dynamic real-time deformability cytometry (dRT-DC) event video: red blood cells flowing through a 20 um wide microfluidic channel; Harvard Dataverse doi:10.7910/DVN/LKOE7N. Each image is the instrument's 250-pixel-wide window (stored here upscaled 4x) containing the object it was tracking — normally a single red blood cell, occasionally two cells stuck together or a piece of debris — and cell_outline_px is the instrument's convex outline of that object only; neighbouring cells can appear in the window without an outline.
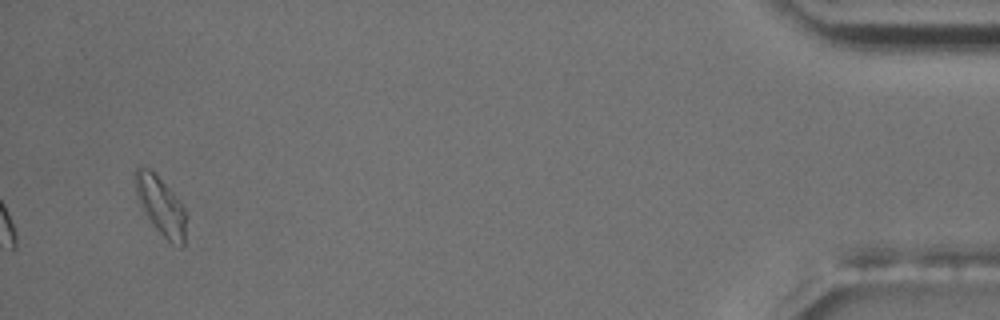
{"species": "common noctule bat (a hibernating species)", "species_latin": "Nyctalus noctula", "temperature_condition": "room temperature", "stored_images_in_passage": 15, "camera_frame_rate_fps": 3000, "um_per_image_px": 0.085, "animal": {"sex": "male", "body_mass_g": 17.5, "forearm_length_mm": 52.3}, "frame": {"image": 1, "passage_image": 15, "time_ms": 17.0, "image_size_px": [1000, 320], "cell_outline_px": [[188, 216], [184, 244], [180, 248], [168, 240], [156, 228], [140, 204], [136, 196], [132, 172], [140, 164], [152, 168], [172, 192], [184, 208]], "centroid_in_image_um": [13.65, 17.41], "position_along_channel_um": 421.6, "area_um2": 17.69}, "authors_computed_cell_mechanics": {"area_um2": 14.739, "velocity_mm_per_s": 3.4246, "shape_relaxation_time_tau1_ms": 2.4218, "shape_relaxation_time_tau2_ms": null, "deformation_change_tau1": 0.181, "deformation_change_tau2": null}}